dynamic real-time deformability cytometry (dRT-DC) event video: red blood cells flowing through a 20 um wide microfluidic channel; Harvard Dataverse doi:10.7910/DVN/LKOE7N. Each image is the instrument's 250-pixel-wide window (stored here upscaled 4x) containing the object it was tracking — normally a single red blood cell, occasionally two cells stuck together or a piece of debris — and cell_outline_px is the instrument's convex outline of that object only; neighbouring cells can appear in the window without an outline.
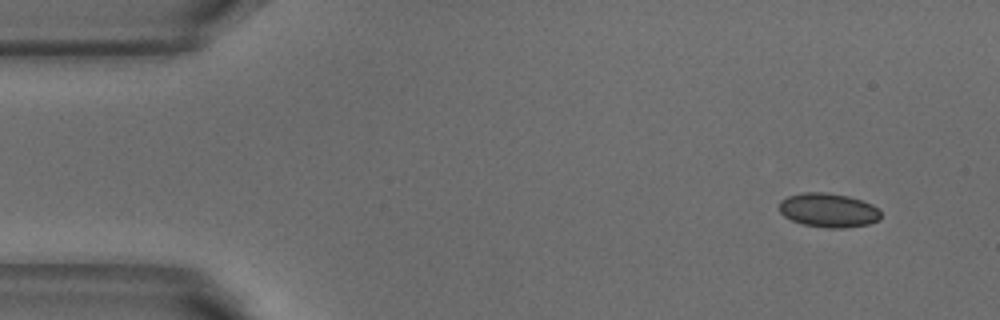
{"species": "common noctule bat (a hibernating species)", "species_latin": "Nyctalus noctula", "temperature_condition": "warm", "stored_images_in_passage": 3, "camera_frame_rate_fps": 3000, "um_per_image_px": 0.085, "animal": {"sex": "male", "body_mass_g": 18.8}, "frame": {"image": 1, "passage_image": 1, "time_ms": 0.0, "image_size_px": [1000, 320], "cell_outline_px": [[880, 220], [868, 224], [844, 228], [828, 228], [804, 224], [792, 220], [784, 216], [780, 212], [780, 200], [788, 196], [804, 192], [828, 192], [848, 196], [872, 204], [880, 212]], "centroid_in_image_um": [70.41, 17.86], "position_along_channel_um": 14.6, "area_um2": 20.11}}
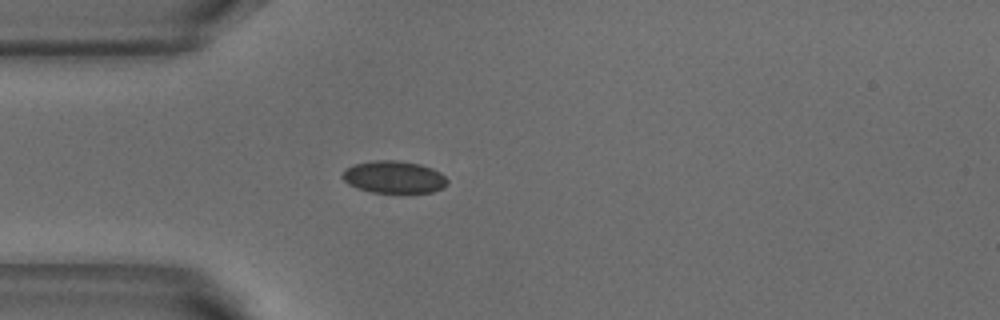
{"frame": {"image": 2, "passage_image": 3, "time_ms": 0.667, "image_size_px": [1000, 320], "cell_outline_px": [[448, 184], [444, 188], [432, 192], [400, 196], [372, 192], [356, 188], [348, 184], [340, 176], [344, 168], [356, 164], [372, 160], [396, 160], [420, 164], [432, 168], [440, 172], [448, 180]], "centroid_in_image_um": [33.5, 15.1], "position_along_channel_um": 51.5, "area_um2": 20.75}}